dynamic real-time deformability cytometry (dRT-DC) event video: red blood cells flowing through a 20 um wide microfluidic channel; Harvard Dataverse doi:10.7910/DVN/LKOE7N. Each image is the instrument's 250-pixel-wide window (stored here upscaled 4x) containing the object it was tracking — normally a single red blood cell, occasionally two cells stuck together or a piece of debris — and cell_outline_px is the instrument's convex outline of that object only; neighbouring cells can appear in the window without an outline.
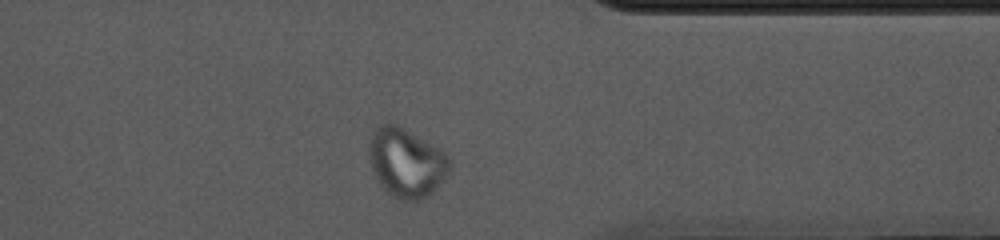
{"species": "common noctule bat (a hibernating species)", "species_latin": "Nyctalus noctula", "temperature_condition": "cold", "stored_images_in_passage": 45, "camera_frame_rate_fps": 3000, "um_per_image_px": 0.085, "animal": {"sex": "female", "body_mass_g": 10.0, "forearm_length_mm": 53.1}, "frame": {"image": 1, "passage_image": 39, "time_ms": 12.667, "image_size_px": [1000, 240], "cell_outline_px": [[452, 168], [444, 180], [428, 196], [420, 200], [400, 200], [392, 196], [380, 184], [368, 160], [368, 140], [372, 132], [380, 124], [396, 124], [404, 128], [440, 148], [452, 160]], "centroid_in_image_um": [34.55, 13.82], "position_along_channel_um": 376.8, "area_um2": 32.77}}